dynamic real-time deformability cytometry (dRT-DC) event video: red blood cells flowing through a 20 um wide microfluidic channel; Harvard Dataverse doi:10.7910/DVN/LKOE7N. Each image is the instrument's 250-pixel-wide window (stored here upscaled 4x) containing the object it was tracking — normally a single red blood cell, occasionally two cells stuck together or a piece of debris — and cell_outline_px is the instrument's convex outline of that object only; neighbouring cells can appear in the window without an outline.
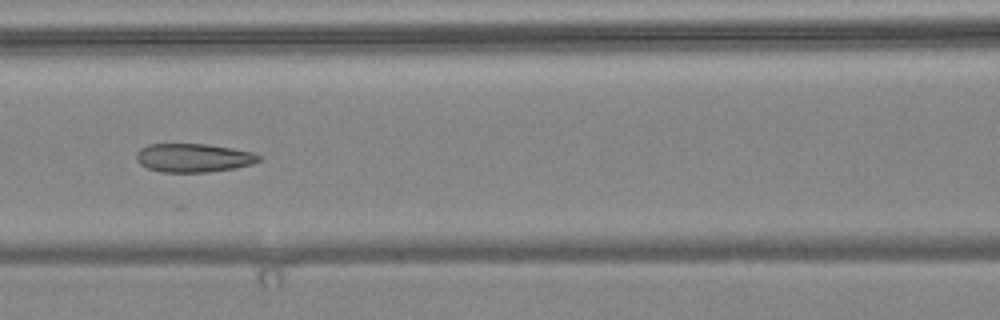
{"species": "common noctule bat (a hibernating species)", "species_latin": "Nyctalus noctula", "temperature_condition": "warm", "stored_images_in_passage": 10, "camera_frame_rate_fps": 3000, "um_per_image_px": 0.085, "animal": {"sex": "female", "body_mass_g": 24.6, "forearm_length_mm": 56.2}, "frame": {"image": 1, "passage_image": 6, "time_ms": 1.667, "image_size_px": [1000, 320], "cell_outline_px": [[260, 160], [252, 164], [236, 168], [208, 172], [160, 172], [148, 168], [140, 164], [136, 160], [136, 152], [140, 148], [148, 144], [208, 144], [232, 148], [252, 152], [260, 156]], "centroid_in_image_um": [16.42, 13.41], "position_along_channel_um": 150.2, "area_um2": 20.52}}
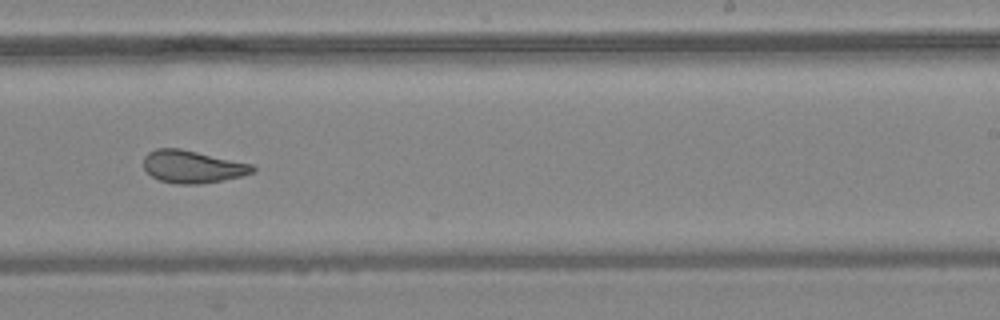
{"frame": {"image": 2, "passage_image": 9, "time_ms": 2.667, "image_size_px": [1000, 320], "cell_outline_px": [[256, 168], [252, 172], [240, 176], [200, 184], [176, 184], [160, 180], [152, 176], [144, 168], [144, 156], [148, 152], [156, 148], [180, 148], [252, 164]], "centroid_in_image_um": [16.32, 14.16], "position_along_channel_um": 272.7, "area_um2": 20.46}}
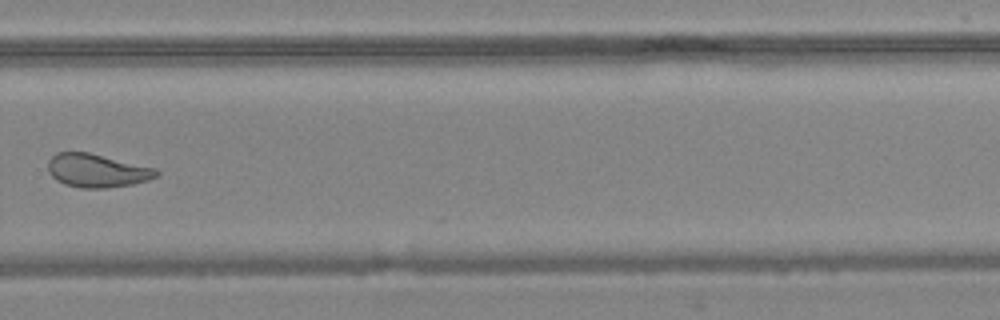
{"frame": {"image": 3, "passage_image": 10, "time_ms": 3.0, "image_size_px": [1000, 320], "cell_outline_px": [[160, 176], [148, 180], [132, 184], [108, 188], [80, 188], [64, 184], [56, 180], [48, 172], [48, 160], [56, 152], [88, 152], [156, 168], [160, 172]], "centroid_in_image_um": [8.25, 14.5], "position_along_channel_um": 321.5, "area_um2": 21.27}}